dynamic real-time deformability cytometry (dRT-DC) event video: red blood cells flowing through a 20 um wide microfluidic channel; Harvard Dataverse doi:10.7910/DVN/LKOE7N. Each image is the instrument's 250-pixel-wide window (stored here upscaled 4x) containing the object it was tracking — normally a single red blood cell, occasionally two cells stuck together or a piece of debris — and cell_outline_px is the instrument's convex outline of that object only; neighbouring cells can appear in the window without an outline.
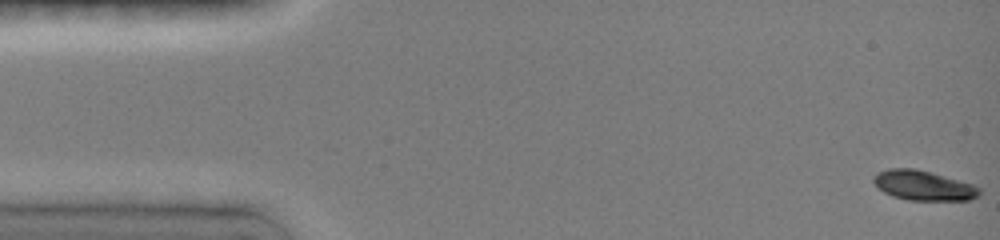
{"species": "common noctule bat (a hibernating species)", "species_latin": "Nyctalus noctula", "temperature_condition": "room temperature", "stored_images_in_passage": 48, "camera_frame_rate_fps": 3000, "um_per_image_px": 0.085, "animal": {"sex": "female", "body_mass_g": 19.0, "forearm_length_mm": 51.5}, "frame": {"image": 1, "passage_image": 1, "time_ms": 0.0, "image_size_px": [1000, 240], "cell_outline_px": [[980, 196], [968, 200], [908, 200], [892, 196], [884, 192], [872, 180], [872, 176], [876, 172], [888, 168], [916, 168], [972, 184], [980, 188]], "centroid_in_image_um": [78.46, 15.76], "position_along_channel_um": 6.5, "area_um2": 18.38}}
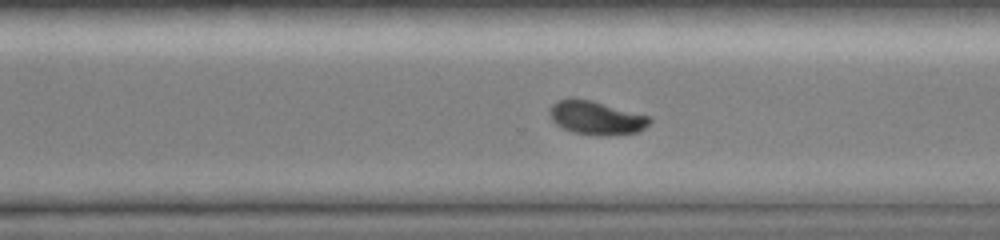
{"frame": {"image": 2, "passage_image": 34, "time_ms": 11.0, "image_size_px": [1000, 240], "cell_outline_px": [[652, 120], [640, 132], [608, 136], [596, 136], [572, 132], [556, 124], [552, 120], [548, 112], [552, 104], [560, 100], [592, 100], [648, 116]], "centroid_in_image_um": [50.69, 10.05], "position_along_channel_um": 319.9, "area_um2": 19.36}}
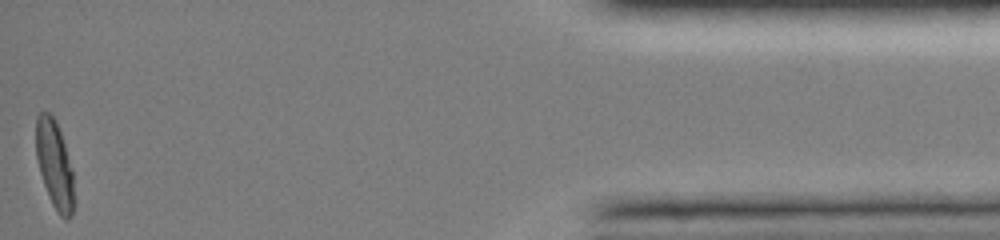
{"frame": {"image": 3, "passage_image": 48, "time_ms": 15.667, "image_size_px": [1000, 240], "cell_outline_px": [[72, 216], [68, 220], [64, 220], [60, 216], [52, 204], [44, 184], [40, 172], [36, 156], [36, 116], [40, 112], [48, 112], [52, 116], [60, 132], [64, 144], [72, 172]], "centroid_in_image_um": [4.6, 13.99], "position_along_channel_um": 430.6, "area_um2": 18.84}, "authors_computed_cell_mechanics": {"area_um2": 19.7676, "velocity_mm_per_s": 3.9999, "shape_relaxation_time_tau1_ms": 3.0058, "shape_relaxation_time_tau2_ms": 1.9796, "deformation_change_tau1": 0.1424, "deformation_change_tau2": 0.0295}}